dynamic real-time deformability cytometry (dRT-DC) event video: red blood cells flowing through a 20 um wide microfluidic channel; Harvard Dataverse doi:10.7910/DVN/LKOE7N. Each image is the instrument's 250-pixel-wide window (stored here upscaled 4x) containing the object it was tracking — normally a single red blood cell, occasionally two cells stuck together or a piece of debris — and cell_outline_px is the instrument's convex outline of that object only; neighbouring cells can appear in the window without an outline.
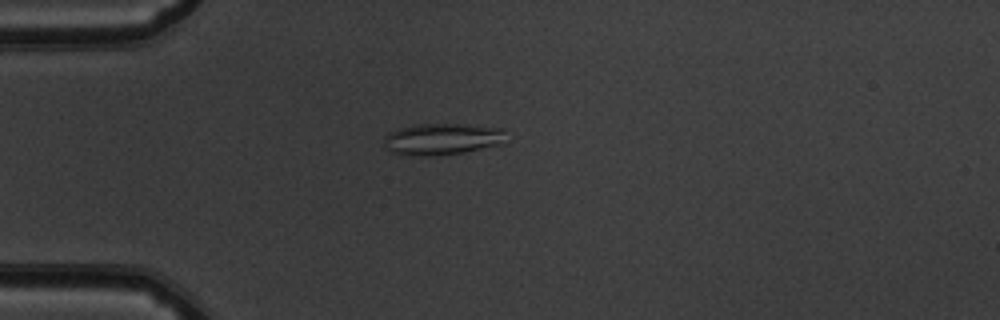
{"species": "common noctule bat (a hibernating species)", "species_latin": "Nyctalus noctula", "temperature_condition": "warm", "stored_images_in_passage": 53, "camera_frame_rate_fps": 3000, "um_per_image_px": 0.085, "animal": {"sex": "male", "body_mass_g": 19.5, "forearm_length_mm": 54.6}, "frame": {"image": 1, "passage_image": 15, "time_ms": 4.667, "image_size_px": [1000, 320], "cell_outline_px": [[504, 144], [464, 152], [440, 156], [408, 156], [392, 152], [388, 148], [384, 140], [384, 136], [388, 132], [396, 128], [416, 124], [464, 124], [504, 128]], "centroid_in_image_um": [37.58, 11.82], "position_along_channel_um": 47.4, "area_um2": 22.83}}
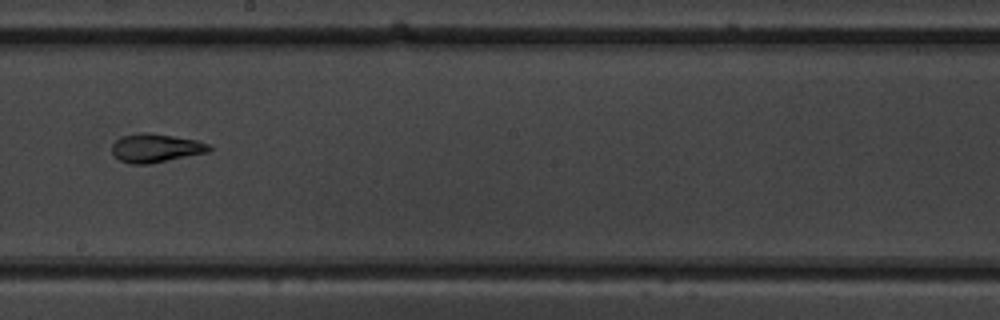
{"frame": {"image": 2, "passage_image": 31, "time_ms": 10.0, "image_size_px": [1000, 320], "cell_outline_px": [[212, 148], [208, 152], [148, 164], [128, 164], [120, 160], [112, 152], [112, 144], [120, 136], [140, 132], [148, 132], [196, 140], [208, 144]], "centroid_in_image_um": [13.2, 12.58], "position_along_channel_um": 235.0, "area_um2": 16.13}}
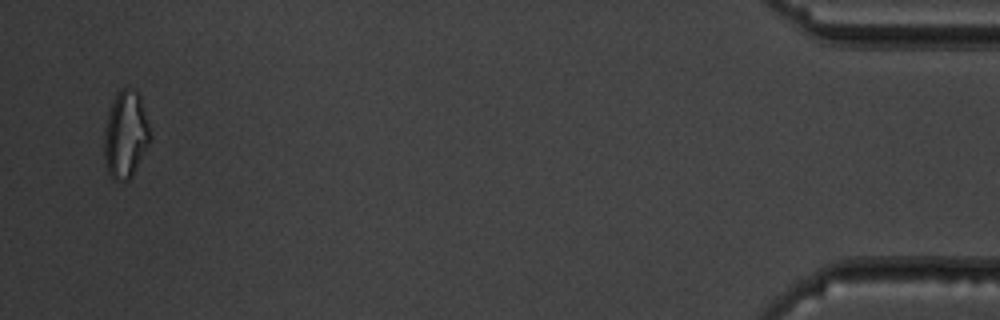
{"frame": {"image": 3, "passage_image": 52, "time_ms": 17.0, "image_size_px": [1000, 320], "cell_outline_px": [[152, 136], [132, 176], [128, 180], [112, 180], [108, 172], [104, 156], [104, 132], [108, 112], [116, 92], [120, 88], [128, 88], [136, 92], [140, 96]], "centroid_in_image_um": [10.66, 11.44], "position_along_channel_um": 424.5, "area_um2": 23.24}, "authors_computed_cell_mechanics": {"area_um2": 19.074, "velocity_mm_per_s": 3.8559, "shape_relaxation_time_tau1_ms": 6.9682, "shape_relaxation_time_tau2_ms": 1.6157, "deformation_change_tau1": 0.2487, "deformation_change_tau2": 0.1025}}